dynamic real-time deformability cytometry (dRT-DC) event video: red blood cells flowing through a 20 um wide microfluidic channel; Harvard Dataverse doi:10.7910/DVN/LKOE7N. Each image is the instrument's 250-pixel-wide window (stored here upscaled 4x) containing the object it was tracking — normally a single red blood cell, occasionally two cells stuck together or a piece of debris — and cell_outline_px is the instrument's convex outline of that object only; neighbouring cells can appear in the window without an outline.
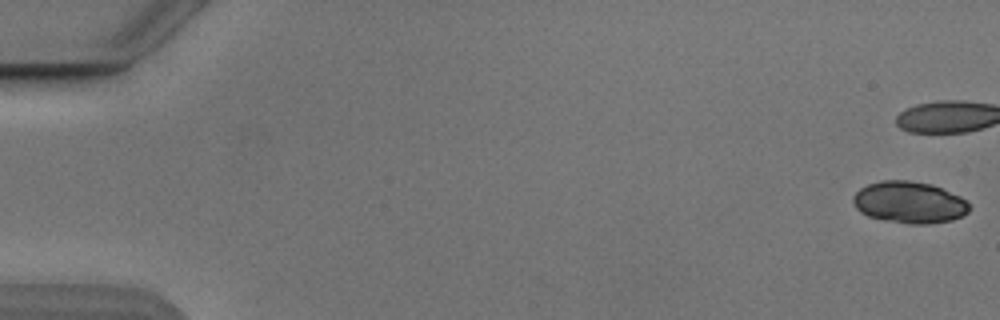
{"species": "Egyptian fruit bat (a non-hibernating species)", "species_latin": "Rousettus aegyptiacus", "temperature_condition": "cold", "stored_images_in_passage": 54, "camera_frame_rate_fps": 3000, "um_per_image_px": 0.085, "animal": {"sex": "male"}, "frame": {"image": 1, "passage_image": 1, "time_ms": 0.0, "image_size_px": [1000, 320], "cell_outline_px": [[968, 212], [952, 220], [928, 224], [908, 224], [884, 220], [868, 216], [860, 212], [856, 208], [852, 200], [852, 196], [860, 188], [868, 184], [880, 180], [908, 180], [932, 184], [960, 196], [968, 204]], "centroid_in_image_um": [77.25, 17.2], "position_along_channel_um": 7.8, "area_um2": 28.26}}